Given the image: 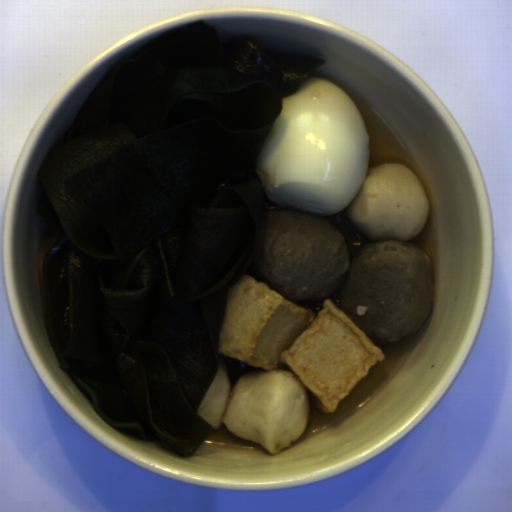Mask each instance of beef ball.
Instances as JSON below:
<instances>
[{
  "mask_svg": "<svg viewBox=\"0 0 512 512\" xmlns=\"http://www.w3.org/2000/svg\"><path fill=\"white\" fill-rule=\"evenodd\" d=\"M258 273L293 304L329 299L373 344L421 330L433 307L432 265L420 248L382 239L352 260L342 232L320 217L265 208L255 233Z\"/></svg>",
  "mask_w": 512,
  "mask_h": 512,
  "instance_id": "obj_1",
  "label": "beef ball"
}]
</instances>
